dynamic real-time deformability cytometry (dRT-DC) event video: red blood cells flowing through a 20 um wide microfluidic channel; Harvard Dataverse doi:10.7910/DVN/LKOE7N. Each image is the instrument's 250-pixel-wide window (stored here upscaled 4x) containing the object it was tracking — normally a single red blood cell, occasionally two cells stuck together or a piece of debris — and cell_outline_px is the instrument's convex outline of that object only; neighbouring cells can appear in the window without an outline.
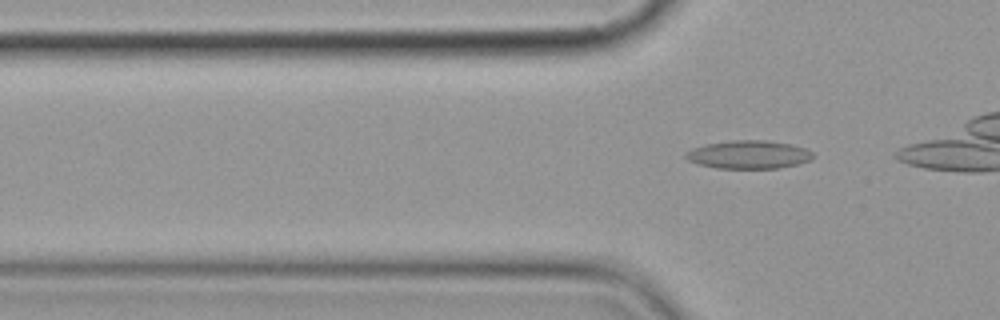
{"species": "common noctule bat (a hibernating species)", "species_latin": "Nyctalus noctula", "temperature_condition": "cold", "stored_images_in_passage": 5, "camera_frame_rate_fps": 3000, "um_per_image_px": 0.085, "animal": {"sex": "female", "body_mass_g": 19.9}, "frame": {"image": 1, "passage_image": 5, "time_ms": 4.667, "image_size_px": [1000, 320], "cell_outline_px": [[812, 156], [808, 160], [796, 164], [780, 168], [716, 168], [700, 164], [688, 160], [684, 156], [692, 148], [708, 144], [732, 140], [764, 140], [792, 144], [804, 148], [812, 152]], "centroid_in_image_um": [63.63, 13.14], "position_along_channel_um": 62.2, "area_um2": 20.58}}